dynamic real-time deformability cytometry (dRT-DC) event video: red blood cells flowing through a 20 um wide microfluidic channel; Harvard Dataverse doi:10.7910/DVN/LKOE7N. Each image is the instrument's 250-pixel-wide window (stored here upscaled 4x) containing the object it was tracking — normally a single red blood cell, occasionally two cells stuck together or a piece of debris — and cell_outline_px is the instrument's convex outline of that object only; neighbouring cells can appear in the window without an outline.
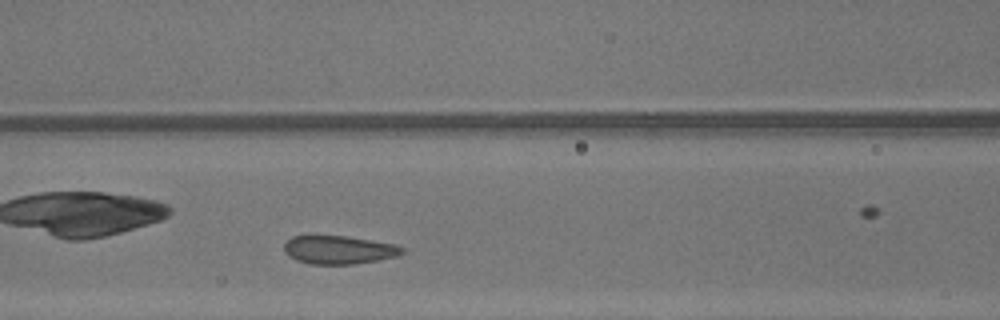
{"species": "common noctule bat (a hibernating species)", "species_latin": "Nyctalus noctula", "temperature_condition": "warm", "stored_images_in_passage": 26, "camera_frame_rate_fps": 3000, "um_per_image_px": 0.085, "animal": {"sex": "male", "body_mass_g": 13.3}, "frame": {"image": 1, "passage_image": 8, "time_ms": 2.333, "image_size_px": [1000, 320], "cell_outline_px": [[408, 252], [396, 256], [380, 260], [356, 264], [308, 264], [296, 260], [288, 256], [284, 252], [284, 244], [292, 236], [344, 236], [396, 244], [404, 248]], "centroid_in_image_um": [28.83, 21.25], "position_along_channel_um": 137.8, "area_um2": 19.65}}
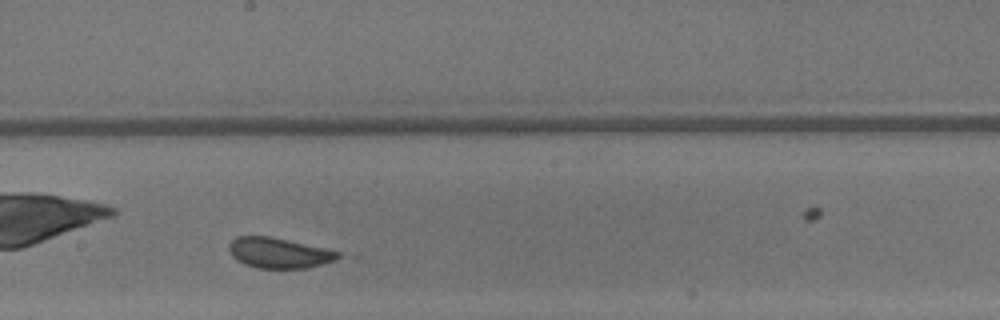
{"frame": {"image": 2, "passage_image": 14, "time_ms": 4.333, "image_size_px": [1000, 320], "cell_outline_px": [[344, 256], [336, 260], [308, 268], [256, 268], [244, 264], [236, 260], [232, 256], [228, 248], [228, 244], [236, 236], [268, 236], [324, 248], [340, 252]], "centroid_in_image_um": [23.7, 21.51], "position_along_channel_um": 224.5, "area_um2": 19.36}}
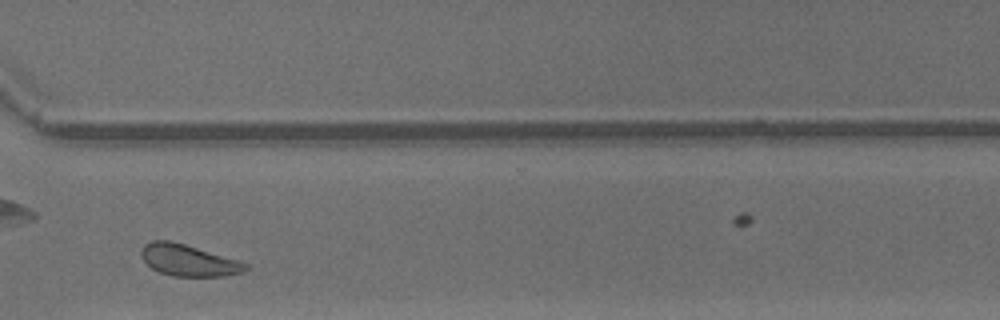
{"frame": {"image": 3, "passage_image": 23, "time_ms": 7.333, "image_size_px": [1000, 320], "cell_outline_px": [[248, 268], [244, 272], [228, 276], [172, 276], [160, 272], [152, 268], [140, 256], [140, 252], [144, 244], [152, 240], [172, 240], [236, 260], [248, 264]], "centroid_in_image_um": [15.99, 22.12], "position_along_channel_um": 354.6, "area_um2": 19.07}}